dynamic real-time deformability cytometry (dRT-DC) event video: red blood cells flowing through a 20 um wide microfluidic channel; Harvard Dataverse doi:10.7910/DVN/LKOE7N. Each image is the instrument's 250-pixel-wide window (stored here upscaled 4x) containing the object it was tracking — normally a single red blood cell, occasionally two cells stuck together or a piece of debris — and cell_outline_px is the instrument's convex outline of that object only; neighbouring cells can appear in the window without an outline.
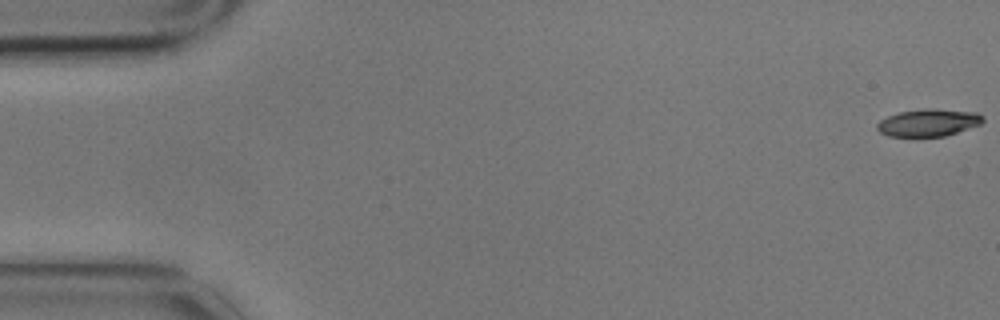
{"species": "common noctule bat (a hibernating species)", "species_latin": "Nyctalus noctula", "temperature_condition": "cold", "stored_images_in_passage": 6, "camera_frame_rate_fps": 3000, "um_per_image_px": 0.085, "animal": {"sex": "male", "body_mass_g": 17.9}, "frame": {"image": 1, "passage_image": 1, "time_ms": 0.0, "image_size_px": [1000, 320], "cell_outline_px": [[984, 120], [980, 124], [944, 136], [888, 136], [880, 132], [876, 128], [876, 124], [880, 120], [888, 116], [900, 112], [924, 108], [932, 108], [976, 112], [984, 116]], "centroid_in_image_um": [78.9, 10.41], "position_along_channel_um": 6.1, "area_um2": 16.76}}
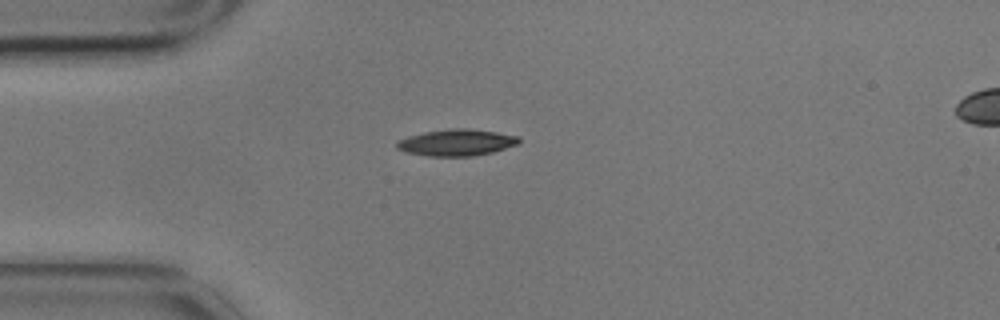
{"frame": {"image": 2, "passage_image": 5, "time_ms": 1.333, "image_size_px": [1000, 320], "cell_outline_px": [[520, 144], [492, 152], [472, 156], [428, 156], [404, 152], [396, 148], [396, 140], [408, 136], [424, 132], [452, 128], [468, 128], [496, 132], [520, 136]], "centroid_in_image_um": [38.8, 12.11], "position_along_channel_um": 46.2, "area_um2": 19.07}}